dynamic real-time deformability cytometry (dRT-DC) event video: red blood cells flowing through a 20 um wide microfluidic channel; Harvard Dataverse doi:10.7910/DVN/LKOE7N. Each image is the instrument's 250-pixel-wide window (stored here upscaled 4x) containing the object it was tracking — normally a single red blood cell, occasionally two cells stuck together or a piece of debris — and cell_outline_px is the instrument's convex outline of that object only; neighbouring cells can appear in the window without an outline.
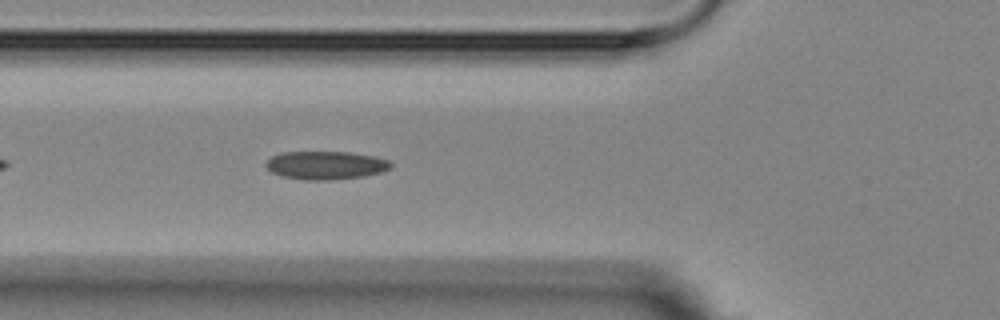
{"species": "Egyptian fruit bat (a non-hibernating species)", "species_latin": "Rousettus aegyptiacus", "temperature_condition": "room temperature", "stored_images_in_passage": 2, "camera_frame_rate_fps": 3000, "um_per_image_px": 0.085, "animal": {"sex": "female"}, "frame": {"image": 1, "passage_image": 2, "time_ms": 1.0, "image_size_px": [1000, 320], "cell_outline_px": [[392, 168], [380, 172], [364, 176], [328, 180], [304, 180], [280, 176], [272, 172], [264, 164], [272, 156], [280, 152], [348, 152], [376, 156], [388, 160], [392, 164]], "centroid_in_image_um": [27.68, 14.04], "position_along_channel_um": 98.1, "area_um2": 20.63}}